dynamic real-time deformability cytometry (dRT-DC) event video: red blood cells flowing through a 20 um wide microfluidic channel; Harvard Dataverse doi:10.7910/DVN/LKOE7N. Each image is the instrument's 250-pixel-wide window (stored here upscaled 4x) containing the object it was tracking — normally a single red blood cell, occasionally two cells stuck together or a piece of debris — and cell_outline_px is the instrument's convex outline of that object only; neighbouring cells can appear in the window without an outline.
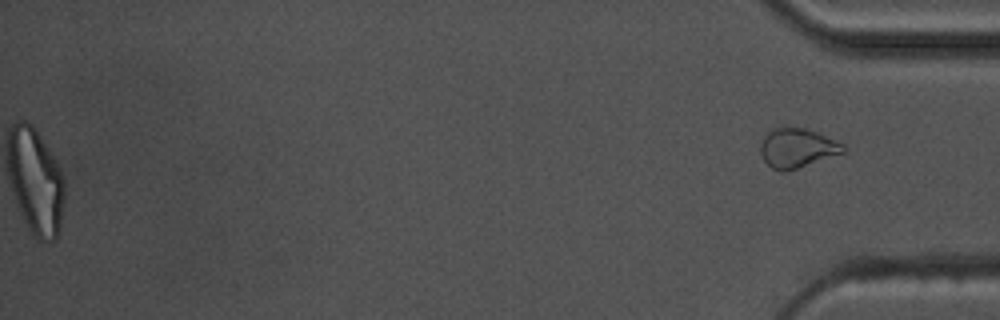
{"species": "common noctule bat (a hibernating species)", "species_latin": "Nyctalus noctula", "temperature_condition": "warm", "stored_images_in_passage": 56, "segment_of_instrument_passage": [2, 2], "camera_frame_rate_fps": 3000, "um_per_image_px": 0.085, "animal": {"sex": "male", "body_mass_g": 17.5, "forearm_length_mm": 52.3}, "frame": {"image": 1, "passage_image": 56, "time_ms": 18.333, "image_size_px": [1000, 320], "cell_outline_px": [[848, 148], [844, 152], [784, 172], [780, 172], [772, 168], [764, 160], [760, 152], [760, 144], [764, 136], [772, 128], [804, 128], [816, 132], [844, 144]], "centroid_in_image_um": [67.74, 12.58], "position_along_channel_um": 367.5, "area_um2": 18.67}}